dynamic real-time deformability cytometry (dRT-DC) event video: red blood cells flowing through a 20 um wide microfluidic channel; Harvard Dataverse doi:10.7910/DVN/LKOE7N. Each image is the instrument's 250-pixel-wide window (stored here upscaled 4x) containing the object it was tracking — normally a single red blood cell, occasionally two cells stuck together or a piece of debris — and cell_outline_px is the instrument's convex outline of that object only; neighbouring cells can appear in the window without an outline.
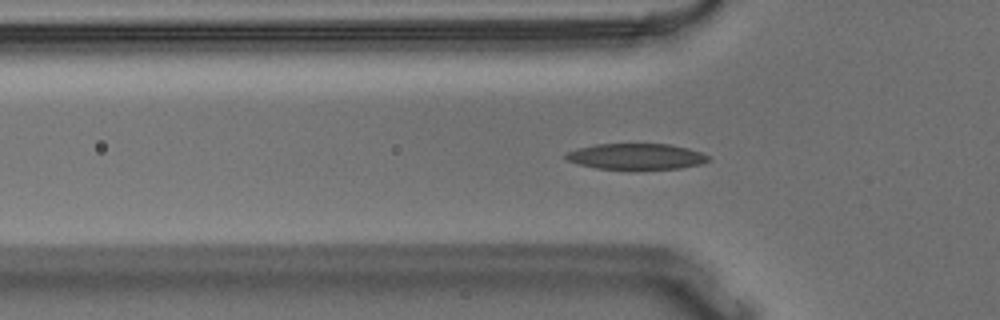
{"species": "Egyptian fruit bat (a non-hibernating species)", "species_latin": "Rousettus aegyptiacus", "temperature_condition": "warm", "stored_images_in_passage": 56, "camera_frame_rate_fps": 3000, "um_per_image_px": 0.085, "animal": {"sex": "male"}, "frame": {"image": 1, "passage_image": 18, "time_ms": 5.667, "image_size_px": [1000, 320], "cell_outline_px": [[712, 160], [704, 164], [680, 168], [628, 172], [596, 168], [580, 164], [568, 160], [564, 156], [564, 152], [576, 148], [596, 144], [668, 144], [688, 148], [712, 156]], "centroid_in_image_um": [54.11, 13.34], "position_along_channel_um": 71.7, "area_um2": 22.66}}
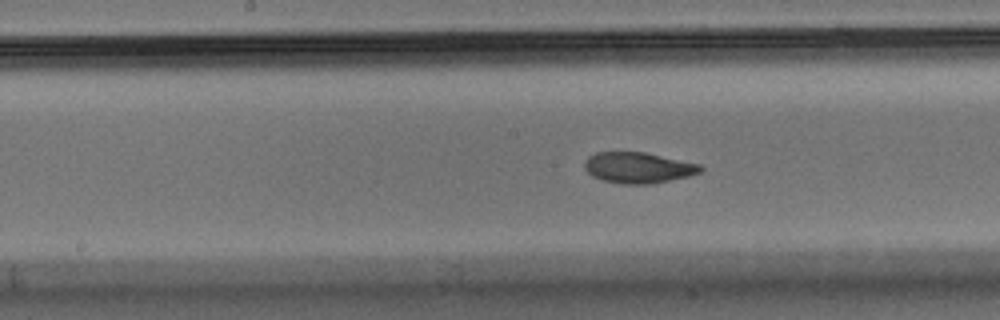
{"frame": {"image": 2, "passage_image": 28, "time_ms": 9.0, "image_size_px": [1000, 320], "cell_outline_px": [[704, 168], [700, 172], [688, 176], [652, 184], [620, 184], [604, 180], [592, 176], [584, 168], [584, 160], [588, 156], [596, 152], [644, 152], [700, 164]], "centroid_in_image_um": [54.22, 14.25], "position_along_channel_um": 194.0, "area_um2": 20.87}}
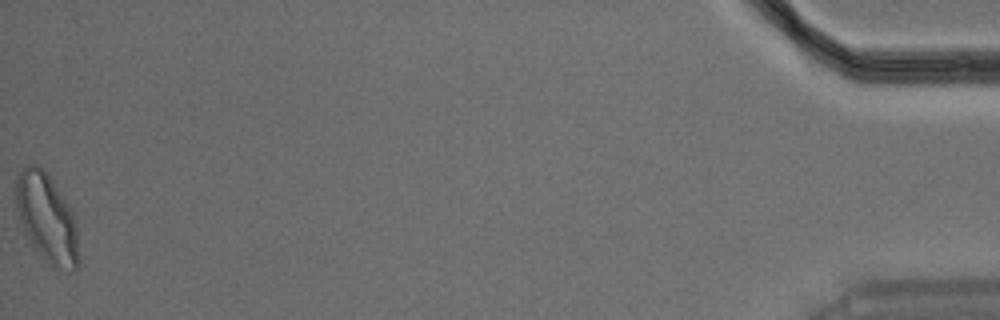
{"frame": {"image": 3, "passage_image": 56, "time_ms": 18.333, "image_size_px": [1000, 320], "cell_outline_px": [[76, 272], [72, 272], [52, 268], [36, 248], [24, 228], [20, 220], [16, 208], [16, 176], [24, 164], [36, 164], [44, 168], [68, 204], [72, 212], [76, 224]], "centroid_in_image_um": [3.96, 18.48], "position_along_channel_um": 431.2, "area_um2": 31.79}, "authors_computed_cell_mechanics": {"area_um2": 21.2126, "velocity_mm_per_s": 3.6242, "shape_relaxation_time_tau1_ms": 3.9761, "shape_relaxation_time_tau2_ms": 2.4816, "deformation_change_tau1": 0.1627, "deformation_change_tau2": 0.086}}